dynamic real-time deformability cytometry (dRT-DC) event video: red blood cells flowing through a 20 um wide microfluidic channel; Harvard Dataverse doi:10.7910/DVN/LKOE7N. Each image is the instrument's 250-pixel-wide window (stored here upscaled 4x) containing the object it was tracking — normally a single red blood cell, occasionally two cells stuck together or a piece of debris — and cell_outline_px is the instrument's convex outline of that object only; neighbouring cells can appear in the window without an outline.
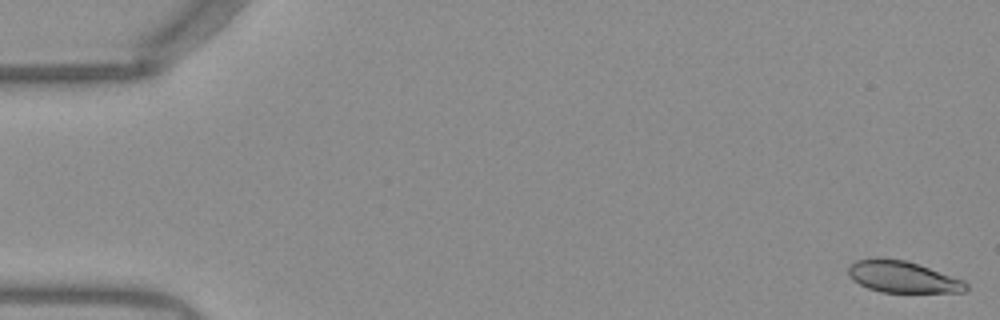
{"species": "Egyptian fruit bat (a non-hibernating species)", "species_latin": "Rousettus aegyptiacus", "temperature_condition": "warm", "stored_images_in_passage": 52, "camera_frame_rate_fps": 3000, "um_per_image_px": 0.085, "frame": {"image": 1, "passage_image": 1, "time_ms": 0.0, "image_size_px": [1000, 320], "cell_outline_px": [[968, 288], [964, 292], [880, 292], [868, 288], [852, 280], [848, 276], [848, 268], [856, 260], [872, 256], [880, 256], [904, 260], [920, 264], [964, 280], [968, 284]], "centroid_in_image_um": [76.7, 23.51], "position_along_channel_um": 8.3, "area_um2": 22.08}}
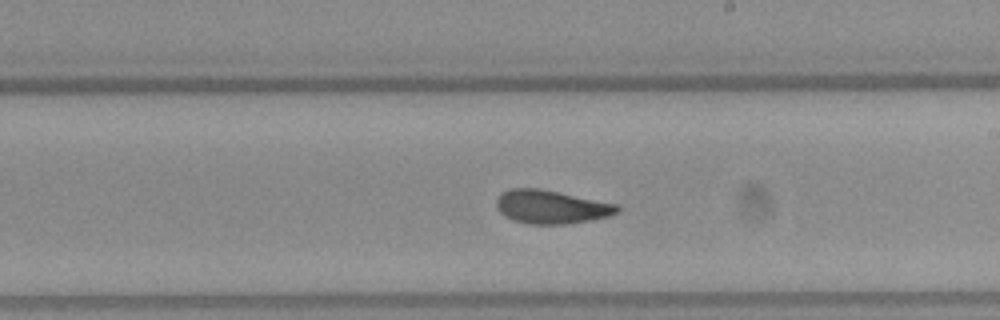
{"frame": {"image": 2, "passage_image": 30, "time_ms": 9.667, "image_size_px": [1000, 320], "cell_outline_px": [[620, 208], [616, 212], [608, 216], [588, 220], [564, 224], [532, 224], [512, 220], [504, 216], [496, 208], [496, 200], [500, 192], [508, 188], [540, 188], [560, 192], [616, 204]], "centroid_in_image_um": [46.77, 17.57], "position_along_channel_um": 242.2, "area_um2": 23.52}}
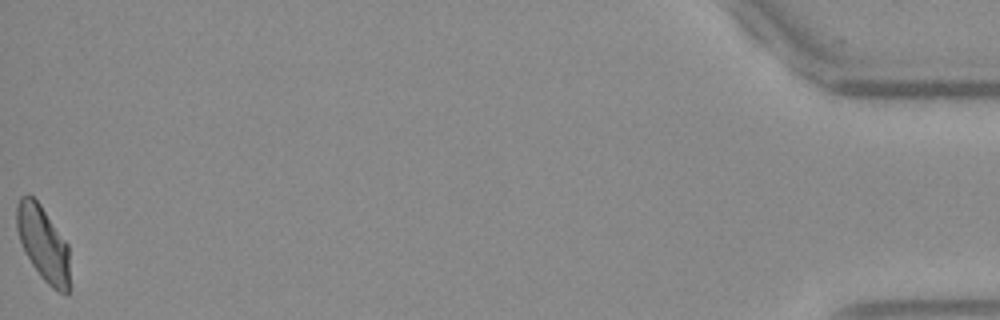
{"frame": {"image": 3, "passage_image": 52, "time_ms": 17.0, "image_size_px": [1000, 320], "cell_outline_px": [[68, 292], [64, 296], [56, 292], [40, 276], [24, 252], [16, 228], [16, 204], [20, 196], [28, 192], [40, 204], [68, 244]], "centroid_in_image_um": [3.64, 20.68], "position_along_channel_um": 431.6, "area_um2": 23.24}, "authors_computed_cell_mechanics": {"area_um2": 23.2645, "velocity_mm_per_s": 3.9245, "shape_relaxation_time_tau1_ms": 8.7531, "shape_relaxation_time_tau2_ms": 1.4656, "deformation_change_tau1": 0.1868, "deformation_change_tau2": 0.0721}}